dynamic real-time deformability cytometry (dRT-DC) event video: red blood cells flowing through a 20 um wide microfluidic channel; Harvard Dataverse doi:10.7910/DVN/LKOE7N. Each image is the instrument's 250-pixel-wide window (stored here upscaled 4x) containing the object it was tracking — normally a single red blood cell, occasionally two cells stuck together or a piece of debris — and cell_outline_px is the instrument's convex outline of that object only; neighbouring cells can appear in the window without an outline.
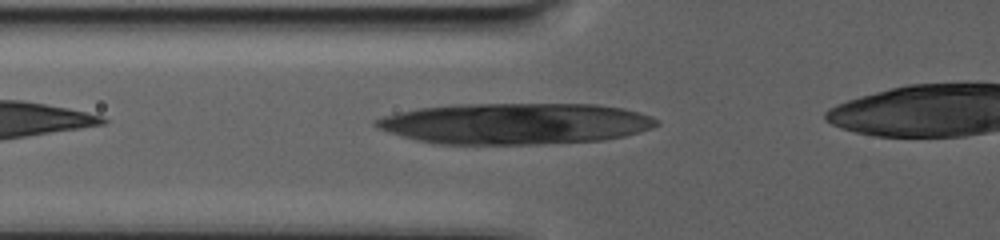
{"species": "human", "species_latin": "Homo sapiens", "temperature_condition": "warm", "stored_images_in_passage": 54, "camera_frame_rate_fps": 3000, "um_per_image_px": 0.085, "donor": {"sex": "male"}, "frame": {"image": 1, "passage_image": 3, "time_ms": 0.667, "image_size_px": [1000, 240], "cell_outline_px": [[660, 124], [652, 128], [640, 132], [624, 136], [604, 140], [544, 144], [432, 144], [416, 140], [388, 132], [376, 128], [372, 124], [376, 120], [384, 116], [400, 112], [420, 108], [460, 104], [596, 104], [624, 108], [652, 116], [660, 120]], "centroid_in_image_um": [43.83, 10.51], "position_along_channel_um": 82.0, "area_um2": 67.74}}
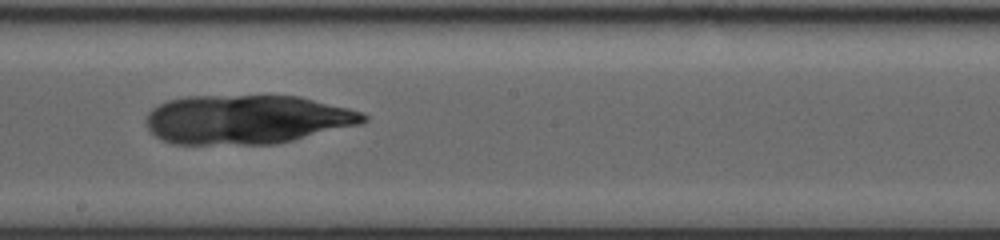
{"frame": {"image": 2, "passage_image": 24, "time_ms": 7.667, "image_size_px": [1000, 240], "cell_outline_px": [[368, 120], [364, 124], [276, 144], [172, 144], [160, 140], [144, 124], [144, 120], [148, 112], [152, 108], [168, 100], [184, 96], [300, 96], [364, 112], [368, 116]], "centroid_in_image_um": [20.99, 10.16], "position_along_channel_um": 227.2, "area_um2": 62.77}}
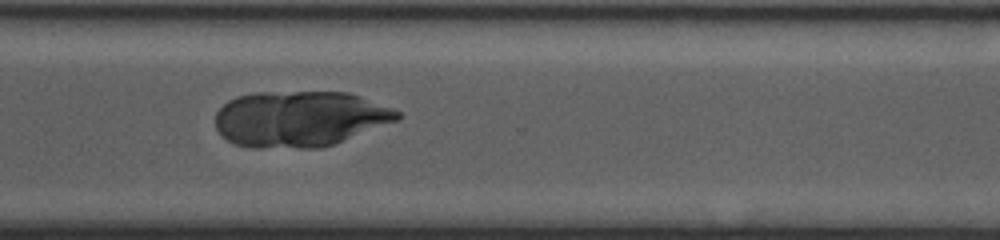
{"frame": {"image": 3, "passage_image": 41, "time_ms": 13.333, "image_size_px": [1000, 240], "cell_outline_px": [[404, 116], [400, 120], [332, 144], [320, 148], [252, 148], [236, 144], [228, 140], [216, 128], [216, 112], [228, 100], [236, 96], [256, 92], [348, 92], [360, 96], [392, 108], [400, 112]], "centroid_in_image_um": [25.49, 10.1], "position_along_channel_um": 345.1, "area_um2": 59.36}}